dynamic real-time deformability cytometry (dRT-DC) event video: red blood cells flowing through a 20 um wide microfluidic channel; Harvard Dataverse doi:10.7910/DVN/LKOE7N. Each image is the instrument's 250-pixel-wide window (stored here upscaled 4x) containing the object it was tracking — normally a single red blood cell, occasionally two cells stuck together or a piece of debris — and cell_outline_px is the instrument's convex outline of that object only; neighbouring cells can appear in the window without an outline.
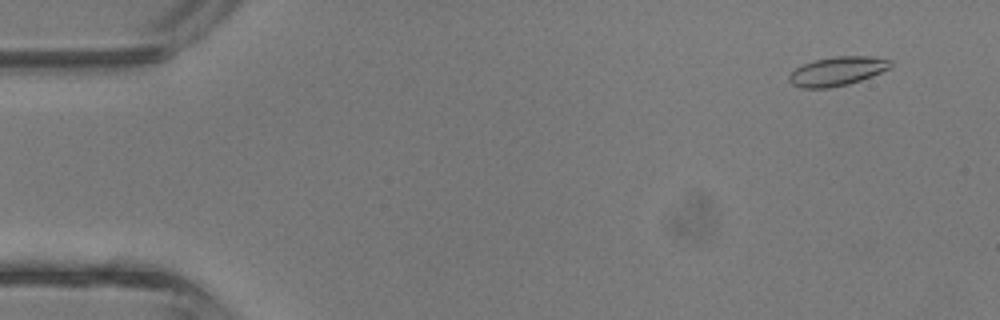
{"species": "common noctule bat (a hibernating species)", "species_latin": "Nyctalus noctula", "temperature_condition": "room temperature", "stored_images_in_passage": 4, "camera_frame_rate_fps": 3000, "um_per_image_px": 0.085, "animal": {"sex": "male", "body_mass_g": 13.3}, "frame": {"image": 1, "passage_image": 1, "time_ms": 0.0, "image_size_px": [1000, 320], "cell_outline_px": [[892, 64], [888, 68], [872, 76], [848, 84], [828, 88], [800, 88], [792, 84], [788, 80], [788, 76], [796, 68], [804, 64], [816, 60], [832, 56], [872, 56], [892, 60]], "centroid_in_image_um": [71.16, 6.05], "position_along_channel_um": 13.8, "area_um2": 17.05}}
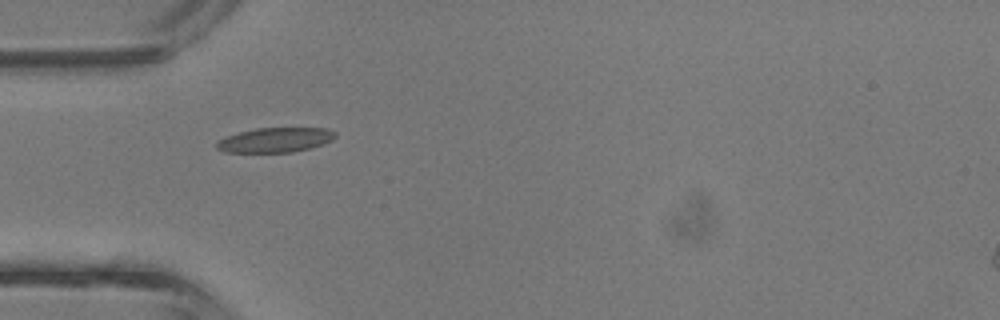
{"frame": {"image": 2, "passage_image": 4, "time_ms": 1.0, "image_size_px": [1000, 320], "cell_outline_px": [[336, 136], [332, 140], [324, 144], [292, 152], [224, 152], [216, 148], [216, 144], [220, 140], [228, 136], [240, 132], [256, 128], [328, 128], [336, 132]], "centroid_in_image_um": [23.43, 11.89], "position_along_channel_um": 61.6, "area_um2": 16.94}}